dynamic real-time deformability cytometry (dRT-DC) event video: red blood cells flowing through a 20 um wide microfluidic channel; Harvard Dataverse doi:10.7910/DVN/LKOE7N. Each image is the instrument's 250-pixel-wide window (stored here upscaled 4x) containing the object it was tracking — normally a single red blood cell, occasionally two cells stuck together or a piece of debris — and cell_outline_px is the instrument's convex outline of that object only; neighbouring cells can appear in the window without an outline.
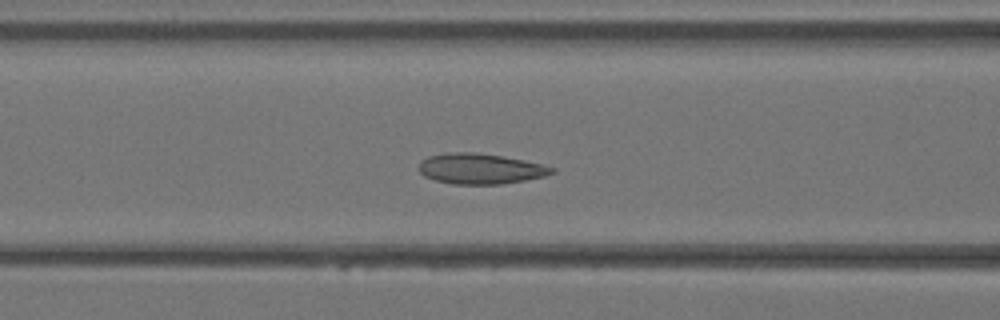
{"species": "Egyptian fruit bat (a non-hibernating species)", "species_latin": "Rousettus aegyptiacus", "temperature_condition": "warm", "stored_images_in_passage": 31, "camera_frame_rate_fps": 3000, "um_per_image_px": 0.085, "animal": {"sex": "female"}, "frame": {"image": 1, "passage_image": 9, "time_ms": 2.667, "image_size_px": [1000, 320], "cell_outline_px": [[556, 172], [544, 176], [524, 180], [500, 184], [452, 184], [436, 180], [424, 176], [420, 172], [420, 160], [428, 156], [444, 152], [476, 152], [524, 160], [556, 168]], "centroid_in_image_um": [40.81, 14.33], "position_along_channel_um": 125.8, "area_um2": 23.58}}
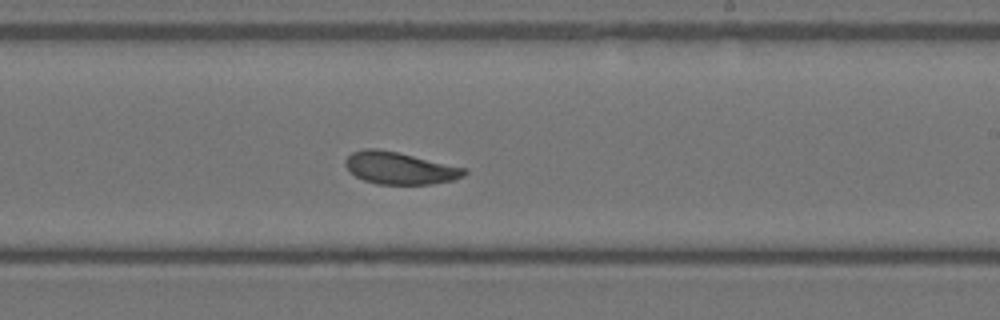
{"frame": {"image": 2, "passage_image": 16, "time_ms": 5.0, "image_size_px": [1000, 320], "cell_outline_px": [[468, 172], [464, 176], [452, 180], [432, 184], [376, 184], [364, 180], [348, 172], [344, 164], [344, 160], [352, 152], [364, 148], [376, 148], [396, 152], [468, 168]], "centroid_in_image_um": [33.96, 14.29], "position_along_channel_um": 255.0, "area_um2": 22.43}}
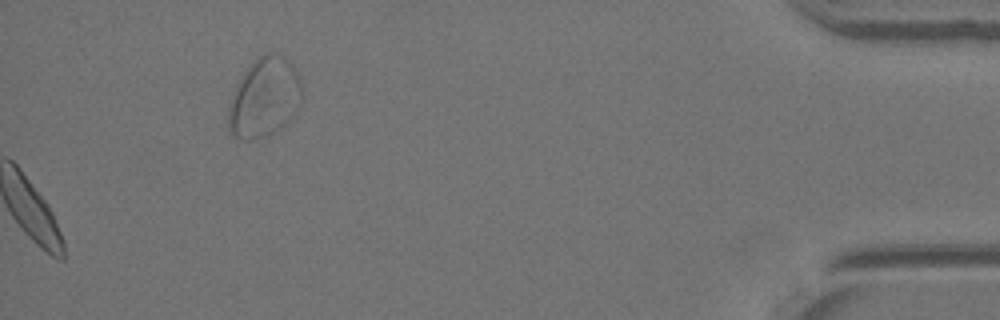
{"frame": {"image": 3, "passage_image": 31, "time_ms": 10.0, "image_size_px": [1000, 320], "cell_outline_px": [[304, 96], [292, 116], [280, 128], [268, 136], [252, 140], [240, 140], [232, 136], [228, 128], [228, 108], [236, 84], [244, 72], [256, 56], [264, 52], [272, 52], [284, 56], [292, 64], [300, 80]], "centroid_in_image_um": [22.46, 8.29], "position_along_channel_um": 412.7, "area_um2": 34.51}}